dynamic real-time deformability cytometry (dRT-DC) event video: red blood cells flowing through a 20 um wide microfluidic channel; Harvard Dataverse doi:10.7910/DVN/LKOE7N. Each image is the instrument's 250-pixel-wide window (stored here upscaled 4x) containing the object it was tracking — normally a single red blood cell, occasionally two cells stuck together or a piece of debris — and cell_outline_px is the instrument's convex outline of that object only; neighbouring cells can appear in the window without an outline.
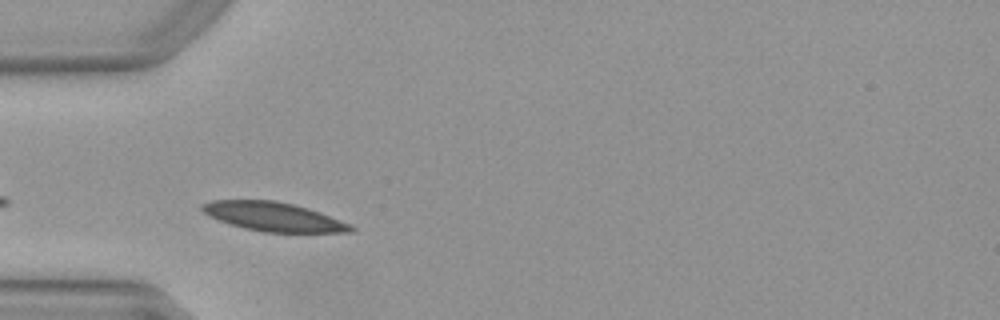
{"species": "Egyptian fruit bat (a non-hibernating species)", "species_latin": "Rousettus aegyptiacus", "temperature_condition": "warm", "stored_images_in_passage": 30, "camera_frame_rate_fps": 3000, "um_per_image_px": 0.085, "animal": {"sex": "female"}, "frame": {"image": 1, "passage_image": 2, "time_ms": 0.333, "image_size_px": [1000, 320], "cell_outline_px": [[356, 228], [352, 232], [264, 232], [244, 228], [208, 216], [200, 208], [200, 204], [212, 200], [276, 200], [308, 208], [320, 212], [352, 224]], "centroid_in_image_um": [23.26, 18.41], "position_along_channel_um": 61.7, "area_um2": 25.09}}
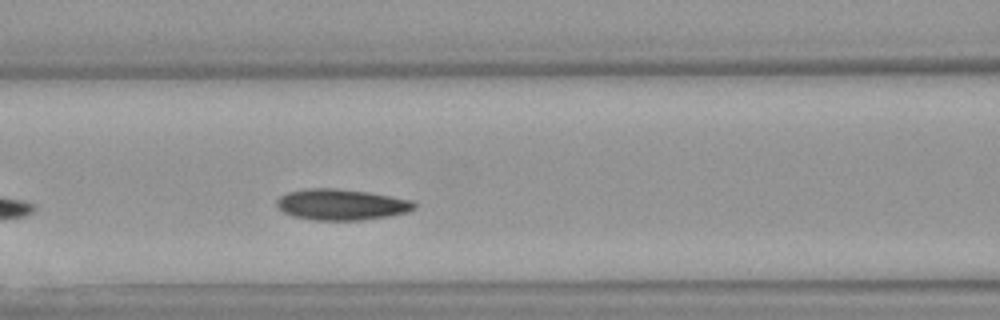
{"frame": {"image": 2, "passage_image": 8, "time_ms": 2.333, "image_size_px": [1000, 320], "cell_outline_px": [[416, 208], [404, 212], [388, 216], [360, 220], [312, 220], [292, 216], [284, 212], [276, 204], [276, 200], [280, 196], [288, 192], [308, 188], [336, 188], [368, 192], [412, 200], [416, 204]], "centroid_in_image_um": [28.99, 17.38], "position_along_channel_um": 137.6, "area_um2": 24.74}}
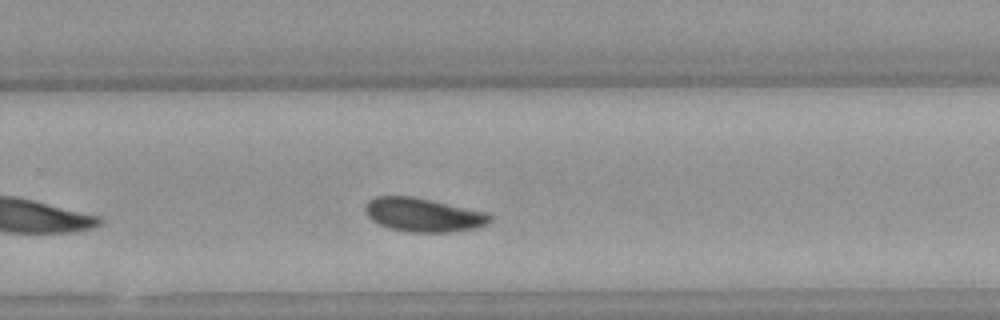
{"frame": {"image": 3, "passage_image": 20, "time_ms": 6.333, "image_size_px": [1000, 320], "cell_outline_px": [[492, 220], [476, 228], [448, 232], [408, 232], [388, 228], [372, 220], [368, 216], [364, 208], [368, 200], [376, 196], [412, 196], [488, 212], [492, 216]], "centroid_in_image_um": [35.97, 18.26], "position_along_channel_um": 293.8, "area_um2": 24.51}, "authors_computed_cell_mechanics": {"area_um2": 24.4494, "velocity_mm_per_s": 3.9256, "shape_relaxation_time_tau1_ms": 2.7892, "shape_relaxation_time_tau2_ms": 3.897, "deformation_change_tau1": 0.0945, "deformation_change_tau2": 0.0677}}